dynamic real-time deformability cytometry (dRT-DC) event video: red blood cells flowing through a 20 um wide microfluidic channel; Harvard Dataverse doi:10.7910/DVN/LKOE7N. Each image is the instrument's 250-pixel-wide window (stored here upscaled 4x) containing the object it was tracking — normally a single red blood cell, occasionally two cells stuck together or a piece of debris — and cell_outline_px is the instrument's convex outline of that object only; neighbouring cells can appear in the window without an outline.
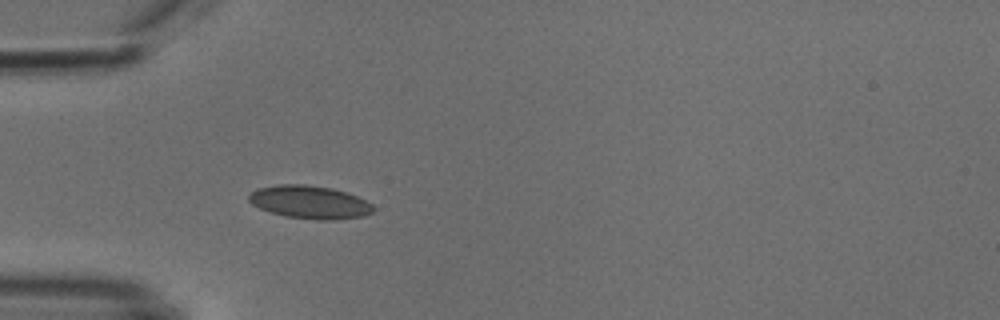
{"species": "common noctule bat (a hibernating species)", "species_latin": "Nyctalus noctula", "temperature_condition": "cold", "stored_images_in_passage": 15, "camera_frame_rate_fps": 3000, "um_per_image_px": 0.085, "animal": {"sex": "male", "body_mass_g": 18.8}, "frame": {"image": 1, "passage_image": 5, "time_ms": 1.333, "image_size_px": [1000, 320], "cell_outline_px": [[376, 208], [372, 212], [364, 216], [336, 220], [316, 220], [284, 216], [260, 208], [252, 204], [248, 200], [248, 196], [256, 188], [280, 184], [304, 184], [332, 188], [356, 196], [372, 204]], "centroid_in_image_um": [26.33, 17.19], "position_along_channel_um": 58.7, "area_um2": 23.99}}
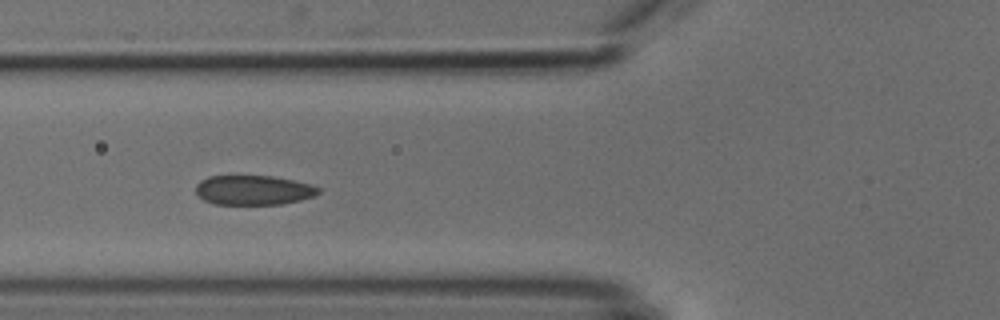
{"frame": {"image": 2, "passage_image": 9, "time_ms": 2.667, "image_size_px": [1000, 320], "cell_outline_px": [[320, 192], [316, 196], [284, 204], [212, 204], [196, 196], [196, 184], [200, 180], [208, 176], [272, 176], [312, 184], [320, 188]], "centroid_in_image_um": [21.54, 16.16], "position_along_channel_um": 104.3, "area_um2": 21.39}}